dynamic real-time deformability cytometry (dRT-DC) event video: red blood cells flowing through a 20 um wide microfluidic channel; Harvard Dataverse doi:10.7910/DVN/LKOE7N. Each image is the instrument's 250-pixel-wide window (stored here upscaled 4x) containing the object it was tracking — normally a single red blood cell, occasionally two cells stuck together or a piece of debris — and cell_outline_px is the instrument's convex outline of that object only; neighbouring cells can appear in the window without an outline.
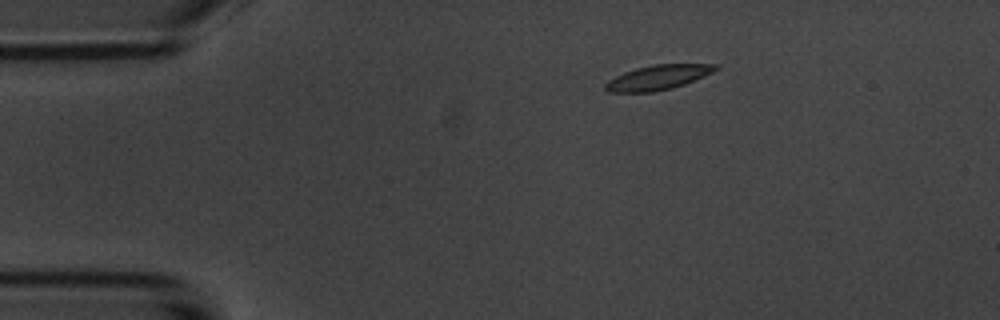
{"species": "common noctule bat (a hibernating species)", "species_latin": "Nyctalus noctula", "temperature_condition": "room temperature", "stored_images_in_passage": 6, "camera_frame_rate_fps": 3000, "um_per_image_px": 0.085, "animal": {"sex": "male", "body_mass_g": 20.1, "forearm_length_mm": 53.5}, "frame": {"image": 1, "passage_image": 3, "time_ms": 2.333, "image_size_px": [1000, 320], "cell_outline_px": [[720, 68], [704, 76], [684, 84], [672, 88], [652, 92], [608, 92], [604, 88], [604, 84], [608, 80], [624, 72], [636, 68], [656, 64], [720, 64]], "centroid_in_image_um": [55.93, 6.58], "position_along_channel_um": 29.1, "area_um2": 15.84}}
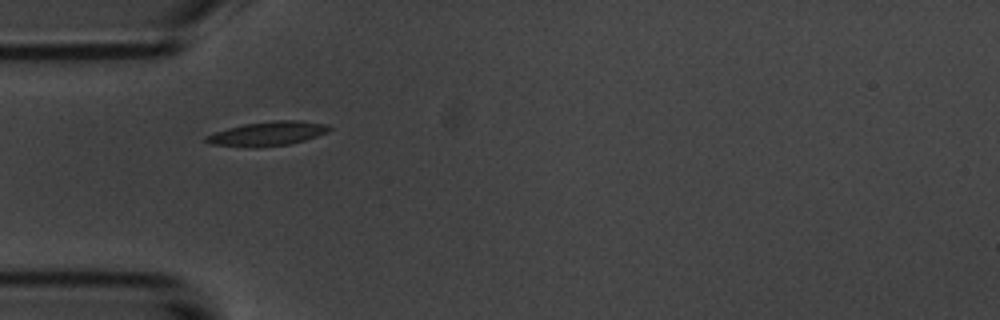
{"frame": {"image": 2, "passage_image": 5, "time_ms": 4.667, "image_size_px": [1000, 320], "cell_outline_px": [[332, 128], [328, 132], [304, 140], [288, 144], [256, 148], [248, 148], [208, 144], [204, 140], [204, 136], [228, 128], [244, 124], [272, 120], [300, 120], [328, 124]], "centroid_in_image_um": [22.72, 11.36], "position_along_channel_um": 62.3, "area_um2": 17.63}}